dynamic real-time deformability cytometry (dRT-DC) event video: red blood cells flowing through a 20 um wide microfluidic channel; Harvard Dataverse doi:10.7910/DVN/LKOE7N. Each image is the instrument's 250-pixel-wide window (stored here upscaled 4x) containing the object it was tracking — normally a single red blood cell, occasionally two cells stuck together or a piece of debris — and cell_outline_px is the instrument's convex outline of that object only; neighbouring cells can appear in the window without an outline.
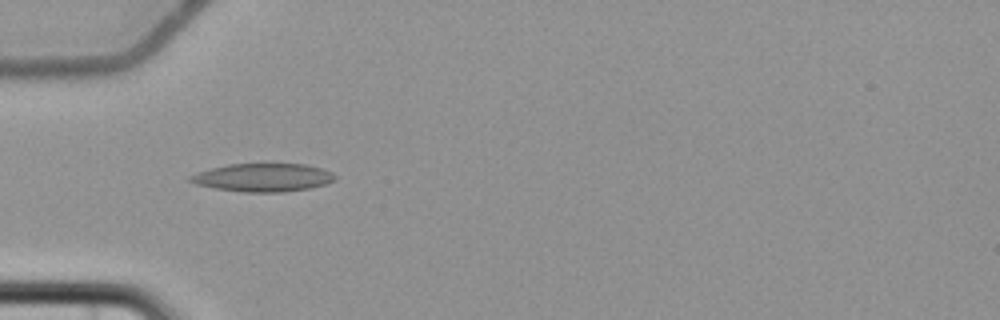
{"species": "common noctule bat (a hibernating species)", "species_latin": "Nyctalus noctula", "temperature_condition": "cold", "stored_images_in_passage": 7, "camera_frame_rate_fps": 3000, "um_per_image_px": 0.085, "animal": {"sex": "female", "body_mass_g": 22.7, "forearm_length_mm": 54.2}, "frame": {"image": 1, "passage_image": 5, "time_ms": 5.0, "image_size_px": [1000, 320], "cell_outline_px": [[336, 180], [324, 184], [308, 188], [280, 192], [244, 192], [216, 188], [196, 184], [188, 180], [188, 176], [196, 172], [228, 164], [304, 164], [320, 168], [332, 172], [336, 176]], "centroid_in_image_um": [22.33, 15.08], "position_along_channel_um": 62.7, "area_um2": 23.58}}
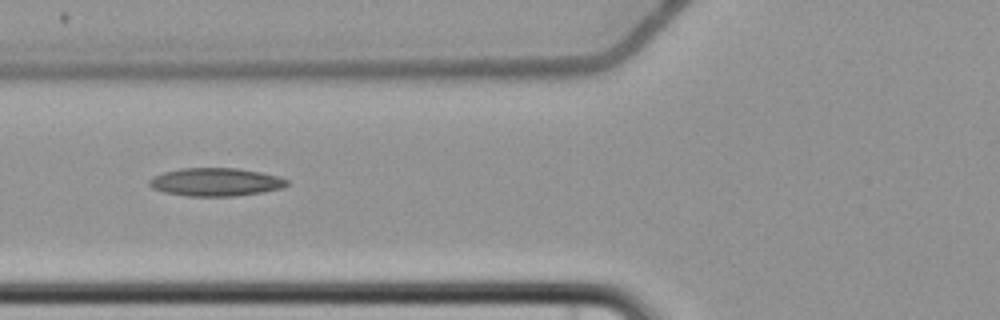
{"frame": {"image": 2, "passage_image": 6, "time_ms": 6.333, "image_size_px": [1000, 320], "cell_outline_px": [[288, 184], [284, 188], [264, 192], [232, 196], [188, 196], [164, 192], [152, 188], [148, 184], [148, 180], [152, 176], [164, 172], [180, 168], [236, 168], [260, 172], [276, 176], [288, 180]], "centroid_in_image_um": [18.31, 15.47], "position_along_channel_um": 107.5, "area_um2": 22.6}}
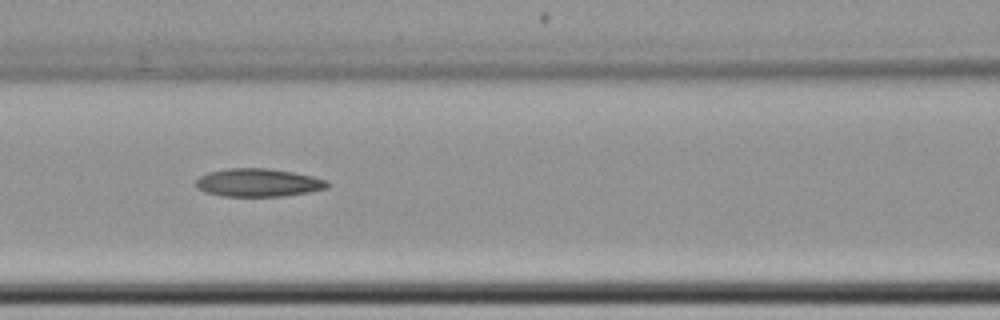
{"frame": {"image": 3, "passage_image": 7, "time_ms": 7.333, "image_size_px": [1000, 320], "cell_outline_px": [[328, 188], [308, 192], [284, 196], [220, 196], [204, 192], [196, 188], [196, 180], [200, 176], [208, 172], [228, 168], [268, 168], [292, 172], [312, 176], [328, 180]], "centroid_in_image_um": [21.93, 15.52], "position_along_channel_um": 144.7, "area_um2": 21.62}}